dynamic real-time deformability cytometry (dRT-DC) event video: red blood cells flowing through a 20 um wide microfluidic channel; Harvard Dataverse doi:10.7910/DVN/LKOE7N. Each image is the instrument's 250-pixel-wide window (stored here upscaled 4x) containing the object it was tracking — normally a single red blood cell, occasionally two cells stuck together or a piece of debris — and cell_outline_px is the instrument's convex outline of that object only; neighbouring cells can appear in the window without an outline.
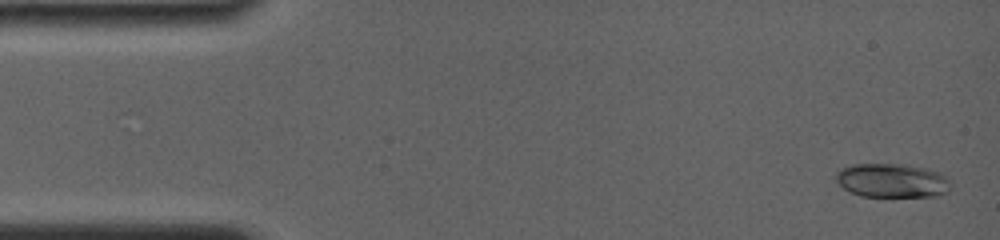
{"species": "common noctule bat (a hibernating species)", "species_latin": "Nyctalus noctula", "temperature_condition": "room temperature", "stored_images_in_passage": 36, "camera_frame_rate_fps": 4000, "um_per_image_px": 0.085, "animal": {"sex": "female", "body_mass_g": 19.0, "forearm_length_mm": 56.7}, "frame": {"image": 1, "passage_image": 1, "time_ms": 0.0, "image_size_px": [1000, 240], "cell_outline_px": [[948, 192], [936, 196], [860, 196], [848, 192], [836, 180], [836, 172], [852, 164], [904, 164], [928, 168], [940, 172], [948, 180]], "centroid_in_image_um": [75.81, 15.34], "position_along_channel_um": 9.2, "area_um2": 22.66}}
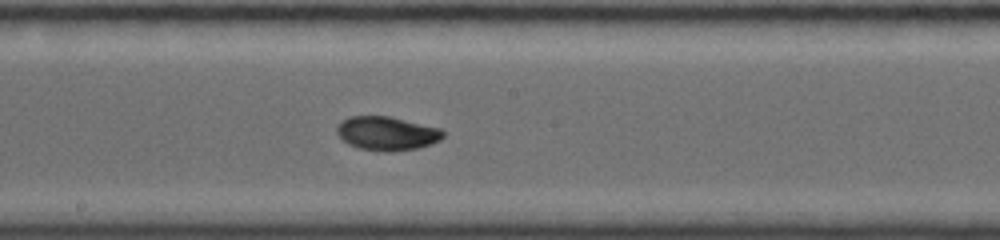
{"frame": {"image": 2, "passage_image": 19, "time_ms": 8.25, "image_size_px": [1000, 240], "cell_outline_px": [[444, 136], [440, 140], [432, 144], [416, 148], [392, 152], [388, 152], [360, 148], [348, 144], [336, 132], [336, 128], [344, 120], [352, 116], [388, 116], [440, 128], [444, 132]], "centroid_in_image_um": [32.91, 11.34], "position_along_channel_um": 215.3, "area_um2": 20.69}}
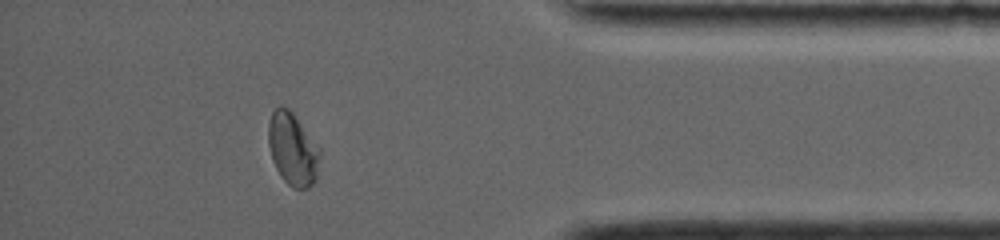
{"frame": {"image": 3, "passage_image": 32, "time_ms": 13.75, "image_size_px": [1000, 240], "cell_outline_px": [[320, 156], [316, 180], [308, 188], [292, 188], [280, 176], [272, 160], [268, 144], [268, 124], [272, 112], [276, 108], [288, 108], [292, 112], [320, 152]], "centroid_in_image_um": [24.85, 12.72], "position_along_channel_um": 410.4, "area_um2": 21.27}, "authors_computed_cell_mechanics": {"area_um2": 20.6635, "velocity_mm_per_s": 3.8761, "shape_relaxation_time_tau1_ms": 5.2139, "shape_relaxation_time_tau2_ms": null, "deformation_change_tau1": 0.183, "deformation_change_tau2": null}}